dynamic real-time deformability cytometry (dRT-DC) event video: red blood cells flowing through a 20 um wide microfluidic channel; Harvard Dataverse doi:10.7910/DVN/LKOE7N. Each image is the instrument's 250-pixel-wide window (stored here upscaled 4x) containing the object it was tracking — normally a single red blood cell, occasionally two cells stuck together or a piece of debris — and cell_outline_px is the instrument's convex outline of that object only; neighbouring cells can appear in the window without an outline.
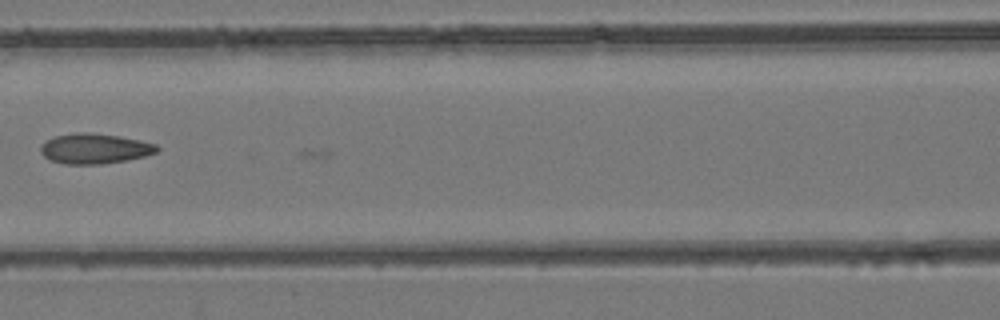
{"species": "common noctule bat (a hibernating species)", "species_latin": "Nyctalus noctula", "temperature_condition": "room temperature", "stored_images_in_passage": 7, "camera_frame_rate_fps": 3000, "um_per_image_px": 0.085, "animal": {"sex": "female", "body_mass_g": 24.6, "forearm_length_mm": 56.2}, "frame": {"image": 1, "passage_image": 7, "time_ms": 2.0, "image_size_px": [1000, 320], "cell_outline_px": [[160, 148], [156, 152], [144, 156], [124, 160], [100, 164], [64, 164], [52, 160], [44, 156], [40, 152], [40, 144], [56, 136], [76, 132], [88, 132], [120, 136], [140, 140], [156, 144]], "centroid_in_image_um": [8.03, 12.62], "position_along_channel_um": 158.6, "area_um2": 20.35}}